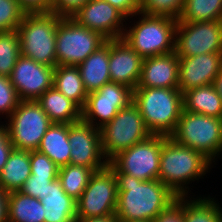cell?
<instances>
[{"label":"cell","instance_id":"1","mask_svg":"<svg viewBox=\"0 0 222 222\" xmlns=\"http://www.w3.org/2000/svg\"><path fill=\"white\" fill-rule=\"evenodd\" d=\"M108 166L116 176L118 197L115 216L118 221H150L175 203V195L159 179L142 181Z\"/></svg>","mask_w":222,"mask_h":222},{"label":"cell","instance_id":"2","mask_svg":"<svg viewBox=\"0 0 222 222\" xmlns=\"http://www.w3.org/2000/svg\"><path fill=\"white\" fill-rule=\"evenodd\" d=\"M211 164L201 152L180 145L164 135L158 179L175 195L188 196L189 188L186 185L203 177Z\"/></svg>","mask_w":222,"mask_h":222},{"label":"cell","instance_id":"3","mask_svg":"<svg viewBox=\"0 0 222 222\" xmlns=\"http://www.w3.org/2000/svg\"><path fill=\"white\" fill-rule=\"evenodd\" d=\"M133 103L152 135L170 136L183 110V93L175 88L136 87Z\"/></svg>","mask_w":222,"mask_h":222},{"label":"cell","instance_id":"4","mask_svg":"<svg viewBox=\"0 0 222 222\" xmlns=\"http://www.w3.org/2000/svg\"><path fill=\"white\" fill-rule=\"evenodd\" d=\"M60 19L52 12L25 13L17 28L20 54L37 63L56 67V30Z\"/></svg>","mask_w":222,"mask_h":222},{"label":"cell","instance_id":"5","mask_svg":"<svg viewBox=\"0 0 222 222\" xmlns=\"http://www.w3.org/2000/svg\"><path fill=\"white\" fill-rule=\"evenodd\" d=\"M136 15L141 17L129 30L126 27L122 36L132 49L143 59L174 52L177 19L140 12Z\"/></svg>","mask_w":222,"mask_h":222},{"label":"cell","instance_id":"6","mask_svg":"<svg viewBox=\"0 0 222 222\" xmlns=\"http://www.w3.org/2000/svg\"><path fill=\"white\" fill-rule=\"evenodd\" d=\"M169 137L201 152L213 163L222 151V118L182 110L176 129Z\"/></svg>","mask_w":222,"mask_h":222},{"label":"cell","instance_id":"7","mask_svg":"<svg viewBox=\"0 0 222 222\" xmlns=\"http://www.w3.org/2000/svg\"><path fill=\"white\" fill-rule=\"evenodd\" d=\"M102 153L109 162L118 153L152 135L133 101L100 128Z\"/></svg>","mask_w":222,"mask_h":222},{"label":"cell","instance_id":"8","mask_svg":"<svg viewBox=\"0 0 222 222\" xmlns=\"http://www.w3.org/2000/svg\"><path fill=\"white\" fill-rule=\"evenodd\" d=\"M99 32L80 25L71 17H61L56 30L57 65L78 66L106 42Z\"/></svg>","mask_w":222,"mask_h":222},{"label":"cell","instance_id":"9","mask_svg":"<svg viewBox=\"0 0 222 222\" xmlns=\"http://www.w3.org/2000/svg\"><path fill=\"white\" fill-rule=\"evenodd\" d=\"M7 119L9 138L17 150H37L53 123L36 100H20Z\"/></svg>","mask_w":222,"mask_h":222},{"label":"cell","instance_id":"10","mask_svg":"<svg viewBox=\"0 0 222 222\" xmlns=\"http://www.w3.org/2000/svg\"><path fill=\"white\" fill-rule=\"evenodd\" d=\"M118 187L116 176L107 165L95 171L76 201L77 219L115 215Z\"/></svg>","mask_w":222,"mask_h":222},{"label":"cell","instance_id":"11","mask_svg":"<svg viewBox=\"0 0 222 222\" xmlns=\"http://www.w3.org/2000/svg\"><path fill=\"white\" fill-rule=\"evenodd\" d=\"M163 143L164 135H150L146 140L118 153L109 162L118 171L139 180L158 179Z\"/></svg>","mask_w":222,"mask_h":222},{"label":"cell","instance_id":"12","mask_svg":"<svg viewBox=\"0 0 222 222\" xmlns=\"http://www.w3.org/2000/svg\"><path fill=\"white\" fill-rule=\"evenodd\" d=\"M174 52L178 57L222 53V20L177 22Z\"/></svg>","mask_w":222,"mask_h":222},{"label":"cell","instance_id":"13","mask_svg":"<svg viewBox=\"0 0 222 222\" xmlns=\"http://www.w3.org/2000/svg\"><path fill=\"white\" fill-rule=\"evenodd\" d=\"M132 101V88L110 81L100 89L88 93L85 106L81 110V119L100 129Z\"/></svg>","mask_w":222,"mask_h":222},{"label":"cell","instance_id":"14","mask_svg":"<svg viewBox=\"0 0 222 222\" xmlns=\"http://www.w3.org/2000/svg\"><path fill=\"white\" fill-rule=\"evenodd\" d=\"M70 164L101 170L108 165L102 153L100 129L82 119L68 124ZM102 159V160H101Z\"/></svg>","mask_w":222,"mask_h":222},{"label":"cell","instance_id":"15","mask_svg":"<svg viewBox=\"0 0 222 222\" xmlns=\"http://www.w3.org/2000/svg\"><path fill=\"white\" fill-rule=\"evenodd\" d=\"M55 67H49L20 55L9 76L20 100H37L53 87Z\"/></svg>","mask_w":222,"mask_h":222},{"label":"cell","instance_id":"16","mask_svg":"<svg viewBox=\"0 0 222 222\" xmlns=\"http://www.w3.org/2000/svg\"><path fill=\"white\" fill-rule=\"evenodd\" d=\"M71 18L80 25L99 32L107 40L122 38L125 30L123 23L128 20L106 0H89Z\"/></svg>","mask_w":222,"mask_h":222},{"label":"cell","instance_id":"17","mask_svg":"<svg viewBox=\"0 0 222 222\" xmlns=\"http://www.w3.org/2000/svg\"><path fill=\"white\" fill-rule=\"evenodd\" d=\"M222 69V53L179 57L178 89L184 93L193 88L212 85Z\"/></svg>","mask_w":222,"mask_h":222},{"label":"cell","instance_id":"18","mask_svg":"<svg viewBox=\"0 0 222 222\" xmlns=\"http://www.w3.org/2000/svg\"><path fill=\"white\" fill-rule=\"evenodd\" d=\"M143 58L122 38L109 40V73L112 82L133 90L140 79Z\"/></svg>","mask_w":222,"mask_h":222},{"label":"cell","instance_id":"19","mask_svg":"<svg viewBox=\"0 0 222 222\" xmlns=\"http://www.w3.org/2000/svg\"><path fill=\"white\" fill-rule=\"evenodd\" d=\"M178 70L175 52L144 58L137 87L178 89Z\"/></svg>","mask_w":222,"mask_h":222},{"label":"cell","instance_id":"20","mask_svg":"<svg viewBox=\"0 0 222 222\" xmlns=\"http://www.w3.org/2000/svg\"><path fill=\"white\" fill-rule=\"evenodd\" d=\"M85 90L90 93L111 81L109 73V40L78 66Z\"/></svg>","mask_w":222,"mask_h":222},{"label":"cell","instance_id":"21","mask_svg":"<svg viewBox=\"0 0 222 222\" xmlns=\"http://www.w3.org/2000/svg\"><path fill=\"white\" fill-rule=\"evenodd\" d=\"M40 201L44 208V222L76 221V200L66 194L58 178L51 182L48 196Z\"/></svg>","mask_w":222,"mask_h":222},{"label":"cell","instance_id":"22","mask_svg":"<svg viewBox=\"0 0 222 222\" xmlns=\"http://www.w3.org/2000/svg\"><path fill=\"white\" fill-rule=\"evenodd\" d=\"M53 123H76L81 120V109L54 87L47 89L36 100Z\"/></svg>","mask_w":222,"mask_h":222},{"label":"cell","instance_id":"23","mask_svg":"<svg viewBox=\"0 0 222 222\" xmlns=\"http://www.w3.org/2000/svg\"><path fill=\"white\" fill-rule=\"evenodd\" d=\"M30 175V151L13 149L0 172V188L8 193L20 191Z\"/></svg>","mask_w":222,"mask_h":222},{"label":"cell","instance_id":"24","mask_svg":"<svg viewBox=\"0 0 222 222\" xmlns=\"http://www.w3.org/2000/svg\"><path fill=\"white\" fill-rule=\"evenodd\" d=\"M37 150L48 156L59 168L70 164L68 124L52 123Z\"/></svg>","mask_w":222,"mask_h":222},{"label":"cell","instance_id":"25","mask_svg":"<svg viewBox=\"0 0 222 222\" xmlns=\"http://www.w3.org/2000/svg\"><path fill=\"white\" fill-rule=\"evenodd\" d=\"M183 110L222 118V100L213 85L200 86L183 93Z\"/></svg>","mask_w":222,"mask_h":222},{"label":"cell","instance_id":"26","mask_svg":"<svg viewBox=\"0 0 222 222\" xmlns=\"http://www.w3.org/2000/svg\"><path fill=\"white\" fill-rule=\"evenodd\" d=\"M53 87L73 101L81 110L84 108L88 92L84 88L77 66L57 65L54 69Z\"/></svg>","mask_w":222,"mask_h":222},{"label":"cell","instance_id":"27","mask_svg":"<svg viewBox=\"0 0 222 222\" xmlns=\"http://www.w3.org/2000/svg\"><path fill=\"white\" fill-rule=\"evenodd\" d=\"M7 222H44V208L41 201L21 191L9 192Z\"/></svg>","mask_w":222,"mask_h":222},{"label":"cell","instance_id":"28","mask_svg":"<svg viewBox=\"0 0 222 222\" xmlns=\"http://www.w3.org/2000/svg\"><path fill=\"white\" fill-rule=\"evenodd\" d=\"M194 199L182 196L184 222H222V208L214 198L204 197L202 199V197H198Z\"/></svg>","mask_w":222,"mask_h":222},{"label":"cell","instance_id":"29","mask_svg":"<svg viewBox=\"0 0 222 222\" xmlns=\"http://www.w3.org/2000/svg\"><path fill=\"white\" fill-rule=\"evenodd\" d=\"M222 20V0H184L177 22Z\"/></svg>","mask_w":222,"mask_h":222},{"label":"cell","instance_id":"30","mask_svg":"<svg viewBox=\"0 0 222 222\" xmlns=\"http://www.w3.org/2000/svg\"><path fill=\"white\" fill-rule=\"evenodd\" d=\"M94 172L92 168L86 166L68 164L59 168L58 180L66 194L77 201Z\"/></svg>","mask_w":222,"mask_h":222},{"label":"cell","instance_id":"31","mask_svg":"<svg viewBox=\"0 0 222 222\" xmlns=\"http://www.w3.org/2000/svg\"><path fill=\"white\" fill-rule=\"evenodd\" d=\"M17 30L0 31V75L9 77L20 56Z\"/></svg>","mask_w":222,"mask_h":222},{"label":"cell","instance_id":"32","mask_svg":"<svg viewBox=\"0 0 222 222\" xmlns=\"http://www.w3.org/2000/svg\"><path fill=\"white\" fill-rule=\"evenodd\" d=\"M184 0H140L139 11L146 15L168 16L178 19Z\"/></svg>","mask_w":222,"mask_h":222},{"label":"cell","instance_id":"33","mask_svg":"<svg viewBox=\"0 0 222 222\" xmlns=\"http://www.w3.org/2000/svg\"><path fill=\"white\" fill-rule=\"evenodd\" d=\"M25 13L17 0H0V31L17 30Z\"/></svg>","mask_w":222,"mask_h":222},{"label":"cell","instance_id":"34","mask_svg":"<svg viewBox=\"0 0 222 222\" xmlns=\"http://www.w3.org/2000/svg\"><path fill=\"white\" fill-rule=\"evenodd\" d=\"M30 164L33 177H58L59 167L38 150L30 151Z\"/></svg>","mask_w":222,"mask_h":222},{"label":"cell","instance_id":"35","mask_svg":"<svg viewBox=\"0 0 222 222\" xmlns=\"http://www.w3.org/2000/svg\"><path fill=\"white\" fill-rule=\"evenodd\" d=\"M19 102L20 99L9 77L0 75V115H5L7 119Z\"/></svg>","mask_w":222,"mask_h":222},{"label":"cell","instance_id":"36","mask_svg":"<svg viewBox=\"0 0 222 222\" xmlns=\"http://www.w3.org/2000/svg\"><path fill=\"white\" fill-rule=\"evenodd\" d=\"M58 177H33L30 175L20 191L33 198L41 199L48 196L51 182Z\"/></svg>","mask_w":222,"mask_h":222},{"label":"cell","instance_id":"37","mask_svg":"<svg viewBox=\"0 0 222 222\" xmlns=\"http://www.w3.org/2000/svg\"><path fill=\"white\" fill-rule=\"evenodd\" d=\"M89 0H52L51 12L60 17H72Z\"/></svg>","mask_w":222,"mask_h":222},{"label":"cell","instance_id":"38","mask_svg":"<svg viewBox=\"0 0 222 222\" xmlns=\"http://www.w3.org/2000/svg\"><path fill=\"white\" fill-rule=\"evenodd\" d=\"M152 222H184L182 216V196H177L175 203L159 214Z\"/></svg>","mask_w":222,"mask_h":222},{"label":"cell","instance_id":"39","mask_svg":"<svg viewBox=\"0 0 222 222\" xmlns=\"http://www.w3.org/2000/svg\"><path fill=\"white\" fill-rule=\"evenodd\" d=\"M5 125V126H4ZM14 147L9 138V133L6 124L0 125V172L5 166L8 157Z\"/></svg>","mask_w":222,"mask_h":222},{"label":"cell","instance_id":"40","mask_svg":"<svg viewBox=\"0 0 222 222\" xmlns=\"http://www.w3.org/2000/svg\"><path fill=\"white\" fill-rule=\"evenodd\" d=\"M113 7L120 10L127 18L136 16L139 13L140 0H106Z\"/></svg>","mask_w":222,"mask_h":222},{"label":"cell","instance_id":"41","mask_svg":"<svg viewBox=\"0 0 222 222\" xmlns=\"http://www.w3.org/2000/svg\"><path fill=\"white\" fill-rule=\"evenodd\" d=\"M26 13L51 12L52 0H17Z\"/></svg>","mask_w":222,"mask_h":222},{"label":"cell","instance_id":"42","mask_svg":"<svg viewBox=\"0 0 222 222\" xmlns=\"http://www.w3.org/2000/svg\"><path fill=\"white\" fill-rule=\"evenodd\" d=\"M8 219V192L0 188V222Z\"/></svg>","mask_w":222,"mask_h":222},{"label":"cell","instance_id":"43","mask_svg":"<svg viewBox=\"0 0 222 222\" xmlns=\"http://www.w3.org/2000/svg\"><path fill=\"white\" fill-rule=\"evenodd\" d=\"M75 222H118V219L115 215H109L105 217L76 219Z\"/></svg>","mask_w":222,"mask_h":222},{"label":"cell","instance_id":"44","mask_svg":"<svg viewBox=\"0 0 222 222\" xmlns=\"http://www.w3.org/2000/svg\"><path fill=\"white\" fill-rule=\"evenodd\" d=\"M212 85L214 86V88L216 89L217 93L219 94L222 100V69L220 70L216 78L214 79Z\"/></svg>","mask_w":222,"mask_h":222},{"label":"cell","instance_id":"45","mask_svg":"<svg viewBox=\"0 0 222 222\" xmlns=\"http://www.w3.org/2000/svg\"><path fill=\"white\" fill-rule=\"evenodd\" d=\"M118 222H150V221H118Z\"/></svg>","mask_w":222,"mask_h":222}]
</instances>
